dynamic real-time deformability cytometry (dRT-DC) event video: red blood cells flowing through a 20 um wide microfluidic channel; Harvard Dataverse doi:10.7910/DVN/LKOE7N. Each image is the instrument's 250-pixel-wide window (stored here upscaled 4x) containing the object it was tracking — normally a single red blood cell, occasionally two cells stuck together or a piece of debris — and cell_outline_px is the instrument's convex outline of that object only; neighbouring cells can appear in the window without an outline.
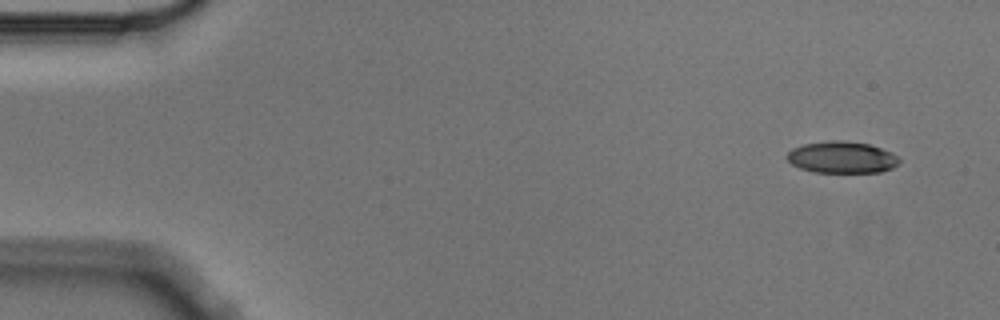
{"species": "Egyptian fruit bat (a non-hibernating species)", "species_latin": "Rousettus aegyptiacus", "temperature_condition": "cold", "stored_images_in_passage": 5, "camera_frame_rate_fps": 3000, "um_per_image_px": 0.085, "animal": {"sex": "male"}, "frame": {"image": 1, "passage_image": 1, "time_ms": 0.0, "image_size_px": [1000, 320], "cell_outline_px": [[900, 160], [892, 168], [880, 172], [816, 172], [800, 168], [792, 164], [788, 160], [788, 152], [792, 148], [804, 144], [836, 140], [840, 140], [868, 144], [892, 152]], "centroid_in_image_um": [71.56, 13.37], "position_along_channel_um": 13.4, "area_um2": 20.4}}
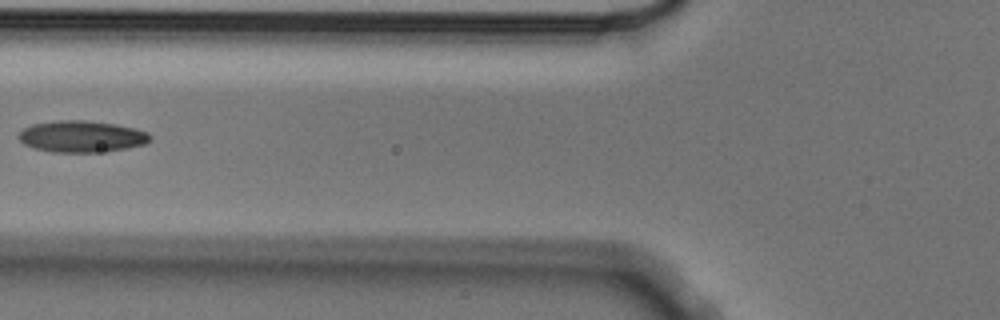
{"frame": {"image": 2, "passage_image": 5, "time_ms": 1.333, "image_size_px": [1000, 320], "cell_outline_px": [[152, 140], [144, 144], [124, 148], [96, 152], [52, 152], [36, 148], [24, 144], [20, 140], [20, 132], [24, 128], [32, 124], [56, 120], [84, 120], [116, 124], [136, 128], [148, 132], [152, 136]], "centroid_in_image_um": [6.97, 11.59], "position_along_channel_um": 118.8, "area_um2": 24.04}}